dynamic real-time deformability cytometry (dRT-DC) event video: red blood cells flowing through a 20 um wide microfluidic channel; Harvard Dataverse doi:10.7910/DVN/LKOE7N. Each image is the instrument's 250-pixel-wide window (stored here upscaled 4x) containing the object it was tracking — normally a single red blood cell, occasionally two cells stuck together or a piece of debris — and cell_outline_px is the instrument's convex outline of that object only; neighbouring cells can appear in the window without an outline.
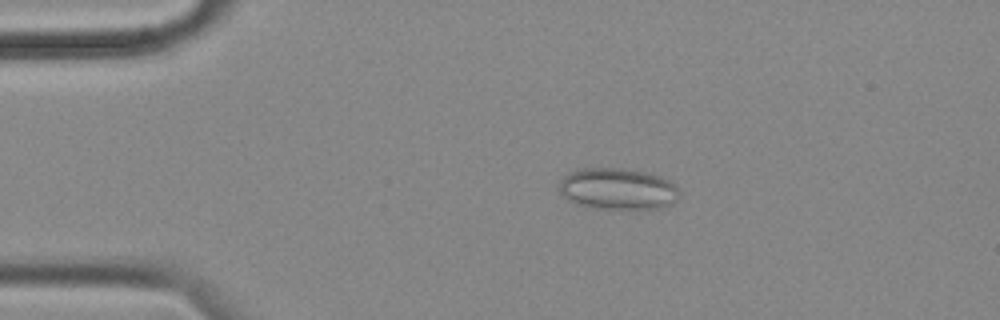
{"species": "common noctule bat (a hibernating species)", "species_latin": "Nyctalus noctula", "temperature_condition": "cold", "stored_images_in_passage": 56, "camera_frame_rate_fps": 3000, "um_per_image_px": 0.085, "animal": {"sex": "female", "body_mass_g": 18.4}, "frame": {"image": 1, "passage_image": 10, "time_ms": 3.0, "image_size_px": [1000, 320], "cell_outline_px": [[680, 192], [676, 200], [668, 208], [596, 208], [576, 204], [568, 200], [560, 192], [560, 184], [564, 176], [572, 172], [584, 168], [624, 168], [644, 172], [660, 176], [668, 180]], "centroid_in_image_um": [52.53, 16.06], "position_along_channel_um": 32.5, "area_um2": 28.78}}
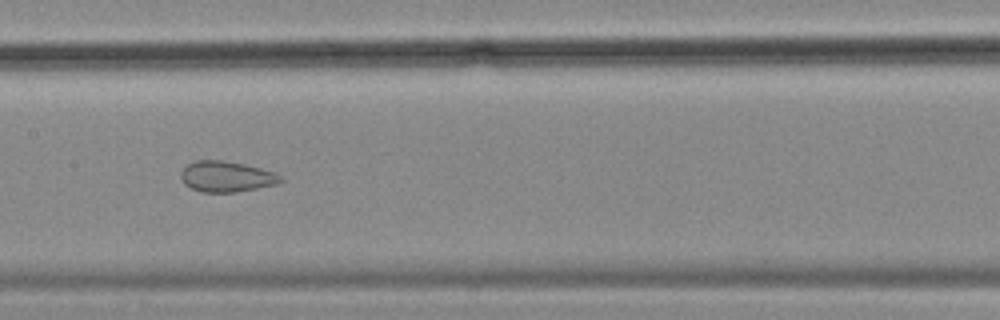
{"frame": {"image": 2, "passage_image": 27, "time_ms": 8.667, "image_size_px": [1000, 320], "cell_outline_px": [[284, 180], [276, 184], [236, 192], [200, 192], [184, 184], [180, 176], [180, 172], [188, 164], [196, 160], [220, 160], [244, 164], [276, 172]], "centroid_in_image_um": [19.23, 15.01], "position_along_channel_um": 188.2, "area_um2": 17.8}}
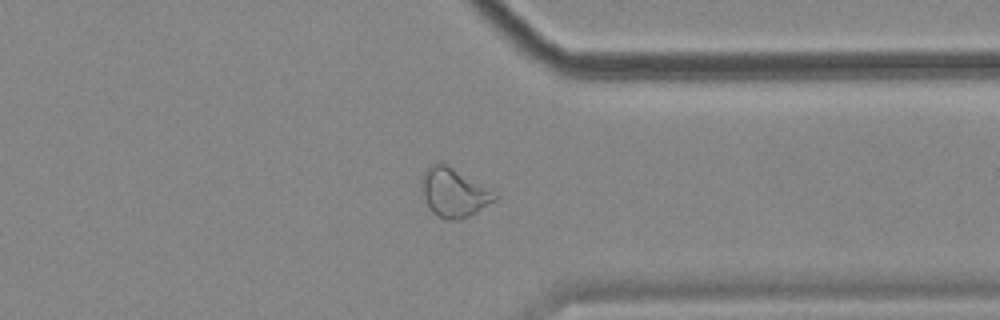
{"frame": {"image": 3, "passage_image": 43, "time_ms": 14.0, "image_size_px": [1000, 320], "cell_outline_px": [[500, 196], [496, 200], [476, 212], [460, 220], [448, 220], [432, 212], [428, 208], [424, 200], [420, 184], [420, 180], [424, 172], [432, 164], [444, 160], [496, 192]], "centroid_in_image_um": [38.58, 16.32], "position_along_channel_um": 372.8, "area_um2": 21.44}, "authors_computed_cell_mechanics": {"area_um2": 22.4264, "velocity_mm_per_s": 3.5049, "shape_relaxation_time_tau1_ms": null, "shape_relaxation_time_tau2_ms": 1.9444, "deformation_change_tau1": null, "deformation_change_tau2": 0.0764}}